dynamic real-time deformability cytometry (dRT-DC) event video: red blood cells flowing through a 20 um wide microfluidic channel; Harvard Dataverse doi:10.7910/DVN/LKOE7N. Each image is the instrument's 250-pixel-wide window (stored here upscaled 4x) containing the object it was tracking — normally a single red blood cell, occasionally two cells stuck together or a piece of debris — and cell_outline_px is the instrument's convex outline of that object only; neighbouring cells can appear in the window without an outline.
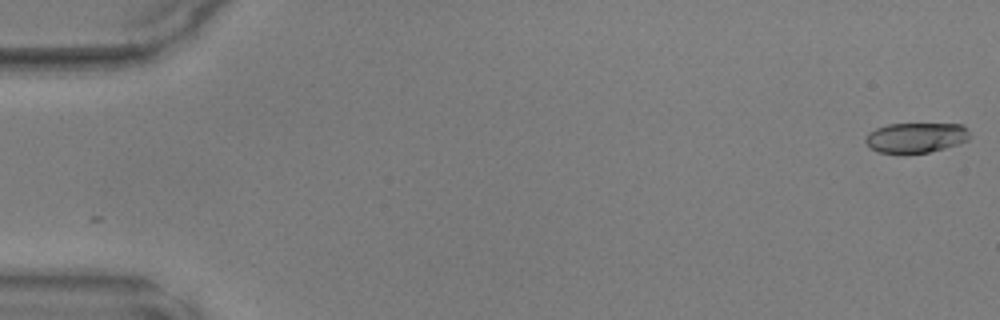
{"species": "common noctule bat (a hibernating species)", "species_latin": "Nyctalus noctula", "temperature_condition": "warm", "stored_images_in_passage": 48, "camera_frame_rate_fps": 3000, "um_per_image_px": 0.085, "animal": {"sex": "male", "body_mass_g": 17.9, "forearm_length_mm": 54.2}, "frame": {"image": 1, "passage_image": 1, "time_ms": 0.0, "image_size_px": [1000, 320], "cell_outline_px": [[972, 136], [968, 140], [944, 148], [928, 152], [880, 152], [872, 148], [864, 140], [868, 132], [876, 128], [888, 124], [960, 124]], "centroid_in_image_um": [77.85, 11.68], "position_along_channel_um": 7.2, "area_um2": 17.86}}
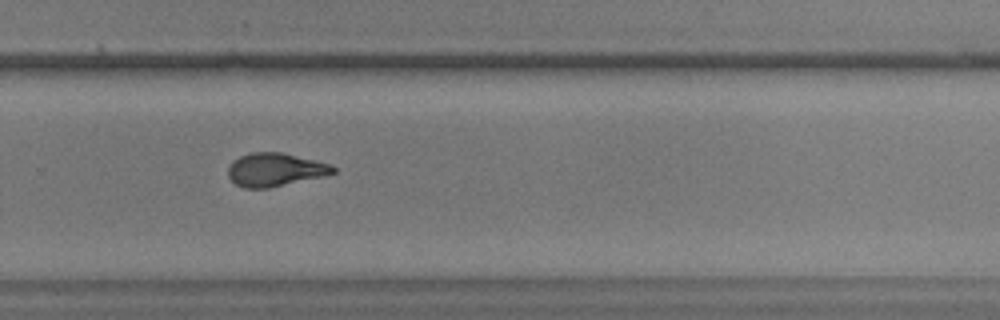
{"frame": {"image": 2, "passage_image": 33, "time_ms": 10.667, "image_size_px": [1000, 320], "cell_outline_px": [[336, 172], [324, 176], [268, 188], [244, 188], [236, 184], [228, 176], [228, 168], [232, 160], [240, 156], [252, 152], [280, 152], [332, 164], [336, 168]], "centroid_in_image_um": [23.38, 14.42], "position_along_channel_um": 306.4, "area_um2": 20.35}}
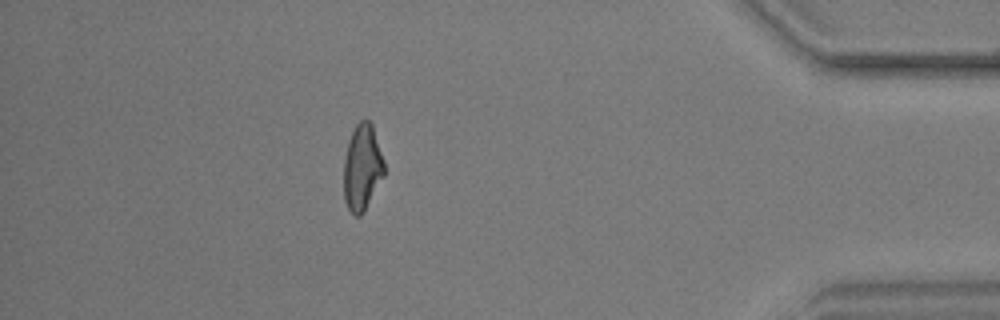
{"frame": {"image": 3, "passage_image": 43, "time_ms": 14.0, "image_size_px": [1000, 320], "cell_outline_px": [[384, 176], [364, 212], [360, 216], [356, 216], [348, 208], [344, 200], [344, 160], [348, 140], [356, 124], [360, 120], [368, 120], [372, 124], [384, 160]], "centroid_in_image_um": [30.79, 14.24], "position_along_channel_um": 404.4, "area_um2": 20.35}}